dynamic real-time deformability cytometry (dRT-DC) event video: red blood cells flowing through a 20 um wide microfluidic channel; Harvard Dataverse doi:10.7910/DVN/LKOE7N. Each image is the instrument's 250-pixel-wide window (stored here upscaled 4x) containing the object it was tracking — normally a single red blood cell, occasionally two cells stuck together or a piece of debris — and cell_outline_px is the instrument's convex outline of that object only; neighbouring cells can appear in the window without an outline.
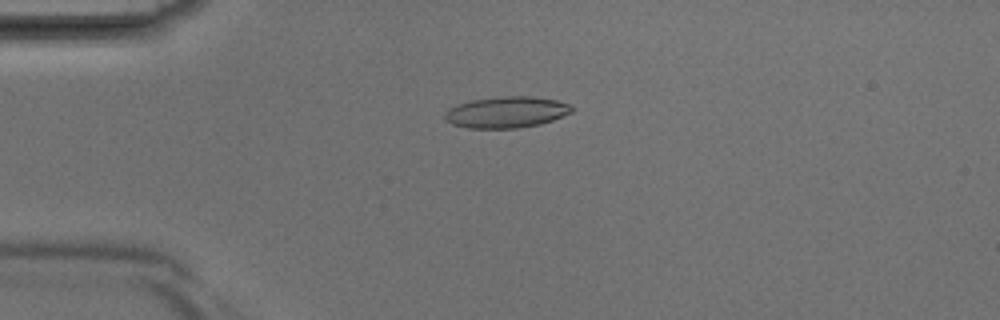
{"species": "Egyptian fruit bat (a non-hibernating species)", "species_latin": "Rousettus aegyptiacus", "temperature_condition": "room temperature", "stored_images_in_passage": 41, "camera_frame_rate_fps": 3000, "um_per_image_px": 0.085, "animal": {"sex": "male"}, "frame": {"image": 1, "passage_image": 10, "time_ms": 3.0, "image_size_px": [1000, 320], "cell_outline_px": [[576, 108], [572, 112], [552, 120], [540, 124], [520, 128], [468, 128], [452, 124], [444, 120], [444, 112], [448, 108], [472, 100], [504, 96], [532, 96], [556, 100], [568, 104]], "centroid_in_image_um": [43.04, 9.54], "position_along_channel_um": 42.0, "area_um2": 23.18}}
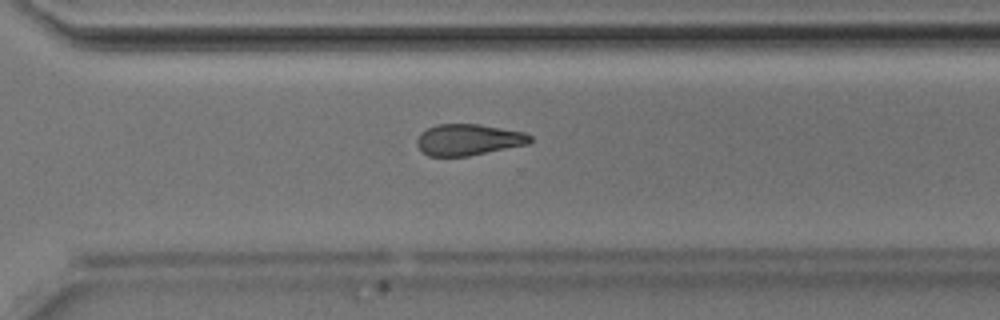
{"frame": {"image": 2, "passage_image": 29, "time_ms": 9.333, "image_size_px": [1000, 320], "cell_outline_px": [[532, 140], [528, 144], [468, 156], [428, 156], [416, 144], [416, 140], [420, 132], [436, 124], [480, 124], [524, 132], [532, 136]], "centroid_in_image_um": [39.81, 11.87], "position_along_channel_um": 330.8, "area_um2": 20.63}}
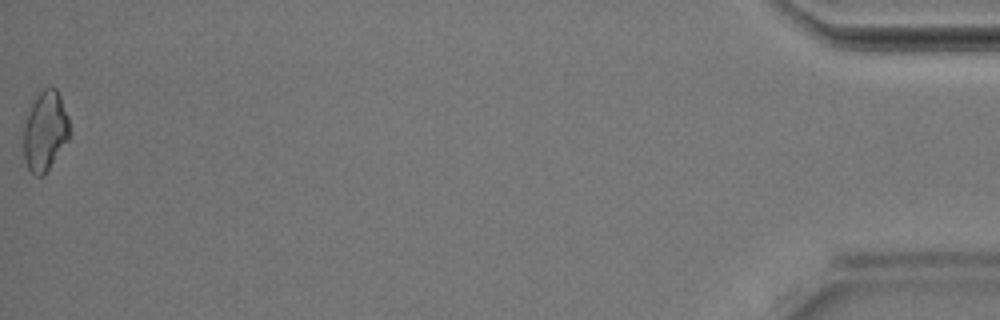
{"frame": {"image": 3, "passage_image": 41, "time_ms": 13.333, "image_size_px": [1000, 320], "cell_outline_px": [[68, 140], [48, 168], [40, 176], [36, 176], [28, 168], [24, 156], [24, 124], [28, 112], [36, 96], [44, 88], [56, 88], [60, 96], [68, 116]], "centroid_in_image_um": [3.82, 11.11], "position_along_channel_um": 431.4, "area_um2": 20.75}}